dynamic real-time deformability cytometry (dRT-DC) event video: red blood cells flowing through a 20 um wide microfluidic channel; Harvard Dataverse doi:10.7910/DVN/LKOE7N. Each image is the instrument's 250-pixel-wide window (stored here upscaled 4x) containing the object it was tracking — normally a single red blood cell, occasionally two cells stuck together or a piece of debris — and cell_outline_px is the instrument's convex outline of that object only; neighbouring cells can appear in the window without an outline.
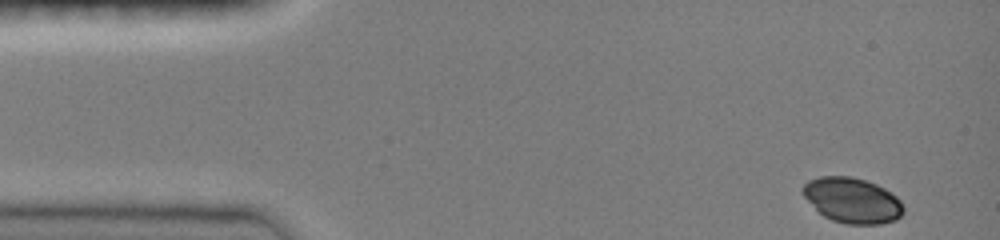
{"species": "common noctule bat (a hibernating species)", "species_latin": "Nyctalus noctula", "temperature_condition": "room temperature", "stored_images_in_passage": 42, "camera_frame_rate_fps": 3000, "um_per_image_px": 0.085, "animal": {"sex": "female", "body_mass_g": 19.0, "forearm_length_mm": 51.5}, "frame": {"image": 1, "passage_image": 1, "time_ms": 0.0, "image_size_px": [1000, 240], "cell_outline_px": [[904, 212], [896, 220], [880, 224], [844, 224], [832, 220], [824, 216], [804, 196], [800, 188], [808, 180], [820, 176], [852, 176], [876, 184], [884, 188], [896, 196], [900, 200], [904, 208]], "centroid_in_image_um": [72.45, 17.02], "position_along_channel_um": 12.6, "area_um2": 26.59}}
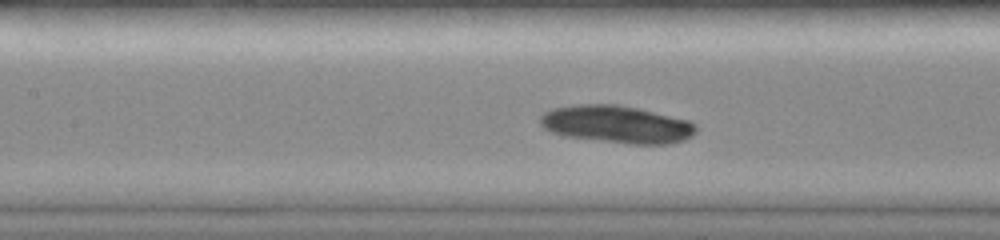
{"frame": {"image": 2, "passage_image": 19, "time_ms": 6.0, "image_size_px": [1000, 240], "cell_outline_px": [[696, 132], [692, 136], [684, 140], [668, 144], [632, 144], [564, 136], [552, 132], [544, 128], [540, 124], [540, 116], [544, 112], [552, 108], [576, 104], [620, 104], [688, 120], [696, 124]], "centroid_in_image_um": [52.41, 10.56], "position_along_channel_um": 155.0, "area_um2": 34.1}}
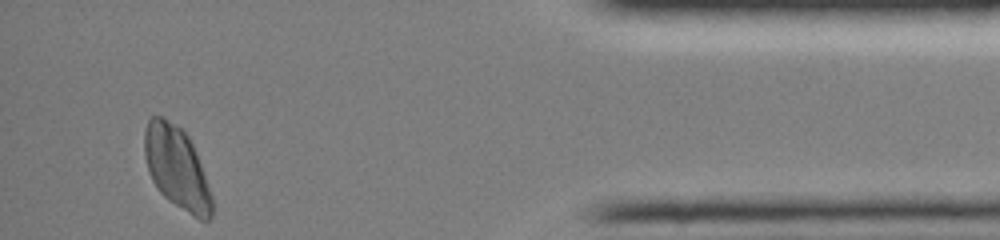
{"frame": {"image": 3, "passage_image": 42, "time_ms": 13.667, "image_size_px": [1000, 240], "cell_outline_px": [[212, 216], [208, 220], [200, 220], [168, 200], [160, 192], [152, 180], [144, 156], [144, 132], [148, 120], [152, 116], [164, 116], [180, 128], [188, 136], [192, 144], [200, 164], [212, 196]], "centroid_in_image_um": [15.0, 14.25], "position_along_channel_um": 420.2, "area_um2": 31.96}}